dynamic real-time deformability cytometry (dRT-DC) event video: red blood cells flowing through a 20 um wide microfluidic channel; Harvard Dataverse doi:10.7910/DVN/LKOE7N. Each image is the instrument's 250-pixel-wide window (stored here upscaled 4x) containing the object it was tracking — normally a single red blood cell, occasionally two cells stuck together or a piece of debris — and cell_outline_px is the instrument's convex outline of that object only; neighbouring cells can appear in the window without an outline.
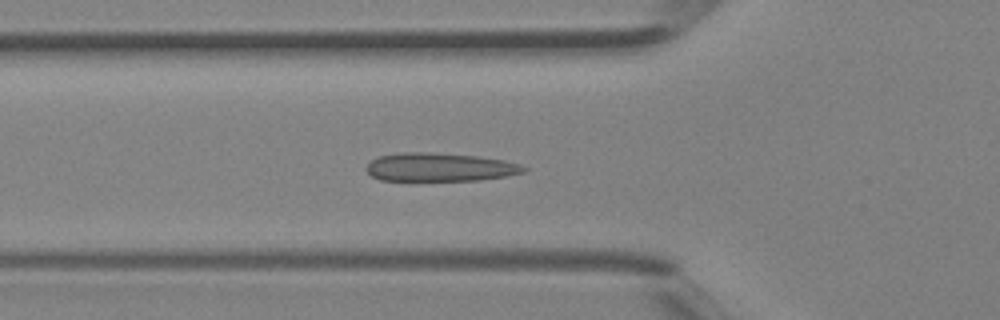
{"species": "Egyptian fruit bat (a non-hibernating species)", "species_latin": "Rousettus aegyptiacus", "temperature_condition": "room temperature", "stored_images_in_passage": 41, "camera_frame_rate_fps": 3000, "um_per_image_px": 0.085, "animal": {"sex": "female"}, "frame": {"image": 1, "passage_image": 14, "time_ms": 4.333, "image_size_px": [1000, 320], "cell_outline_px": [[528, 168], [524, 172], [508, 176], [480, 180], [380, 180], [372, 176], [364, 168], [372, 160], [380, 156], [400, 152], [432, 152], [476, 156], [504, 160], [520, 164]], "centroid_in_image_um": [37.39, 14.2], "position_along_channel_um": 88.4, "area_um2": 26.07}}
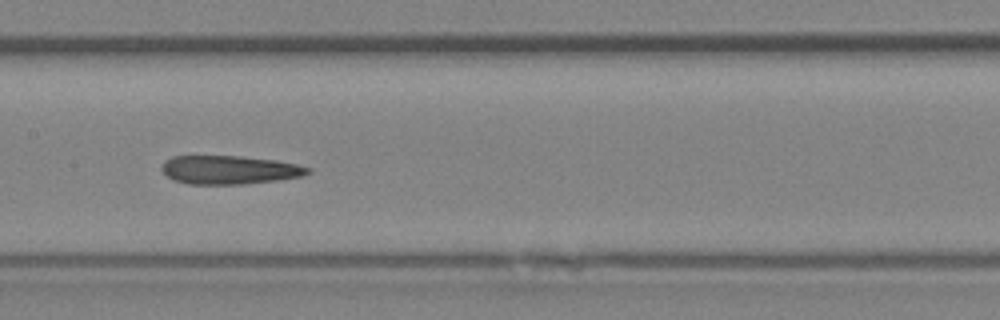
{"frame": {"image": 2, "passage_image": 20, "time_ms": 6.333, "image_size_px": [1000, 320], "cell_outline_px": [[312, 172], [300, 176], [276, 180], [244, 184], [188, 184], [172, 180], [160, 168], [164, 160], [172, 156], [240, 156], [276, 160], [296, 164], [312, 168]], "centroid_in_image_um": [19.48, 14.43], "position_along_channel_um": 187.9, "area_um2": 24.39}}
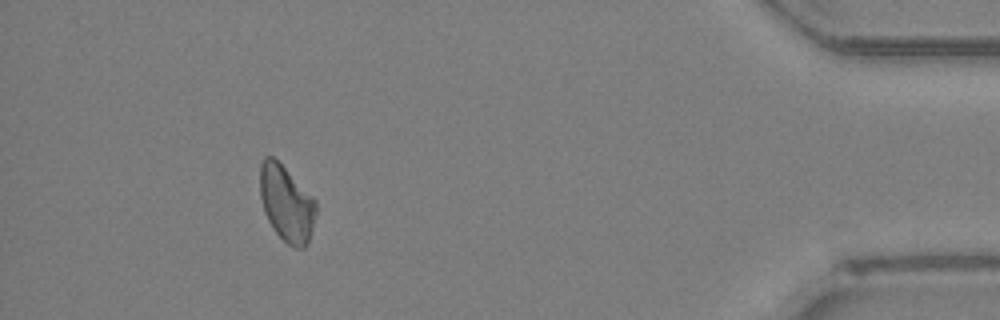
{"frame": {"image": 3, "passage_image": 37, "time_ms": 12.0, "image_size_px": [1000, 320], "cell_outline_px": [[316, 212], [312, 228], [308, 240], [304, 248], [292, 248], [272, 228], [264, 212], [260, 196], [260, 164], [264, 156], [272, 156], [316, 200]], "centroid_in_image_um": [24.33, 17.31], "position_along_channel_um": 410.9, "area_um2": 24.45}}